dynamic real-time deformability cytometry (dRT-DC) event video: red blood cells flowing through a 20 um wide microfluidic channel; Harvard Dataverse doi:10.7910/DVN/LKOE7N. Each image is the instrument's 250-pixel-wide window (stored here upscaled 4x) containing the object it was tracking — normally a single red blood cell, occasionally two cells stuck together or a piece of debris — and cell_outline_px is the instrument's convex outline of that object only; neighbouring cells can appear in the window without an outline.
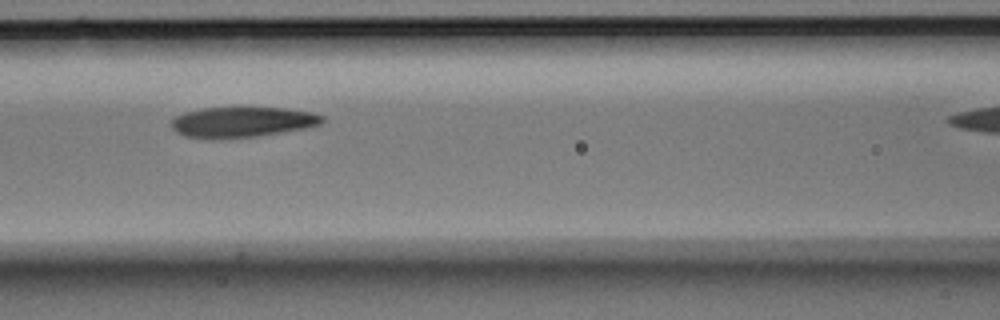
{"species": "Egyptian fruit bat (a non-hibernating species)", "species_latin": "Rousettus aegyptiacus", "temperature_condition": "room temperature", "stored_images_in_passage": 9, "camera_frame_rate_fps": 3000, "um_per_image_px": 0.085, "animal": {"sex": "male"}, "frame": {"image": 1, "passage_image": 4, "time_ms": 1.0, "image_size_px": [1000, 320], "cell_outline_px": [[324, 120], [320, 124], [308, 128], [256, 136], [188, 136], [176, 132], [172, 128], [172, 120], [176, 116], [184, 112], [200, 108], [240, 104], [284, 108], [312, 112], [324, 116]], "centroid_in_image_um": [20.66, 10.28], "position_along_channel_um": 145.9, "area_um2": 27.05}}
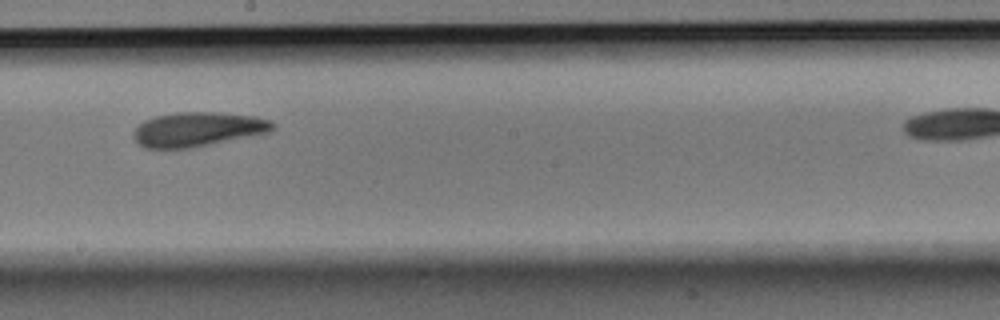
{"frame": {"image": 2, "passage_image": 6, "time_ms": 1.667, "image_size_px": [1000, 320], "cell_outline_px": [[276, 124], [268, 132], [188, 148], [144, 148], [136, 144], [132, 136], [132, 132], [144, 120], [156, 116], [176, 112], [220, 112], [256, 116], [268, 120]], "centroid_in_image_um": [16.74, 10.98], "position_along_channel_um": 231.5, "area_um2": 27.69}}